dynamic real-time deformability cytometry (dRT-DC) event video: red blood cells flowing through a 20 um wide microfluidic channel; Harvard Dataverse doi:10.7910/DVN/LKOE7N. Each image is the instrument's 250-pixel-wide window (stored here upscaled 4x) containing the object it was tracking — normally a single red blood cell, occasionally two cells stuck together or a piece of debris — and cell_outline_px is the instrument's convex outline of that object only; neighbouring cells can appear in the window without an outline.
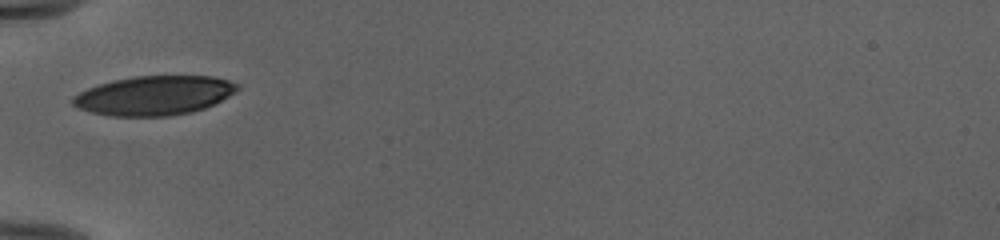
{"species": "human", "species_latin": "Homo sapiens", "temperature_condition": "cold", "stored_images_in_passage": 30, "camera_frame_rate_fps": 3000, "um_per_image_px": 0.085, "donor": {"sex": "female"}, "frame": {"image": 1, "passage_image": 1, "time_ms": 0.0, "image_size_px": [1000, 240], "cell_outline_px": [[240, 88], [236, 92], [204, 108], [192, 112], [168, 116], [108, 116], [92, 112], [80, 108], [72, 104], [72, 96], [88, 88], [112, 80], [136, 76], [212, 76], [228, 80], [240, 84]], "centroid_in_image_um": [13.11, 8.11], "position_along_channel_um": 71.9, "area_um2": 37.57}}
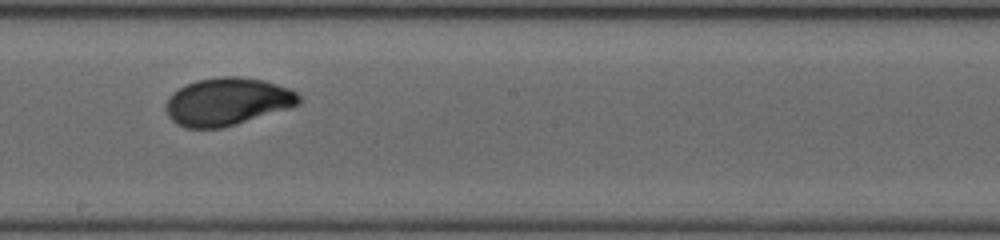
{"frame": {"image": 2, "passage_image": 13, "time_ms": 4.0, "image_size_px": [1000, 240], "cell_outline_px": [[300, 104], [288, 108], [236, 124], [220, 128], [184, 128], [176, 124], [168, 116], [168, 96], [172, 92], [196, 80], [220, 76], [240, 76], [264, 80], [292, 88], [300, 96]], "centroid_in_image_um": [19.34, 8.62], "position_along_channel_um": 228.9, "area_um2": 36.88}}
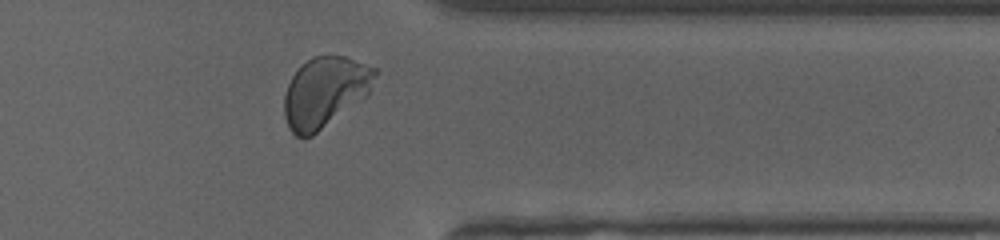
{"frame": {"image": 3, "passage_image": 25, "time_ms": 8.0, "image_size_px": [1000, 240], "cell_outline_px": [[376, 72], [368, 92], [364, 96], [312, 136], [296, 136], [288, 128], [284, 116], [284, 96], [288, 84], [292, 76], [312, 56], [348, 56], [376, 68]], "centroid_in_image_um": [27.58, 7.81], "position_along_channel_um": 383.8, "area_um2": 36.36}, "authors_computed_cell_mechanics": {"area_um2": 36.5296, "velocity_mm_per_s": 3.9644, "shape_relaxation_time_tau1_ms": 2.6426, "shape_relaxation_time_tau2_ms": null, "deformation_change_tau1": 0.1389, "deformation_change_tau2": null}}